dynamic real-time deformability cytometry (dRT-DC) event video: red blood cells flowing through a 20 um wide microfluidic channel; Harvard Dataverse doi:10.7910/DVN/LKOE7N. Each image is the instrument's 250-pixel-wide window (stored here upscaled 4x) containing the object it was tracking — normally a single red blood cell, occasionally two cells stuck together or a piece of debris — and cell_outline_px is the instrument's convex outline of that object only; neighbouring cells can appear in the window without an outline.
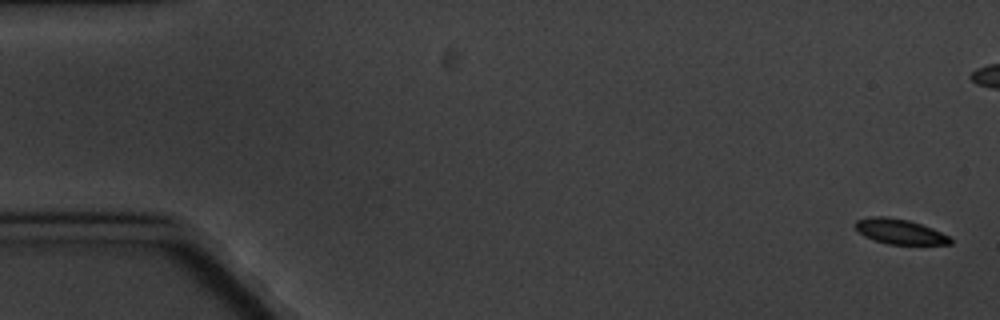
{"species": "common noctule bat (a hibernating species)", "species_latin": "Nyctalus noctula", "temperature_condition": "cold", "stored_images_in_passage": 6, "segment_of_instrument_passage": [2, 2], "camera_frame_rate_fps": 3000, "um_per_image_px": 0.085, "animal": {"sex": "male", "body_mass_g": 20.1, "forearm_length_mm": 53.5}, "frame": {"image": 1, "passage_image": 6, "time_ms": 6.667, "image_size_px": [1000, 320], "cell_outline_px": [[952, 244], [888, 244], [864, 236], [852, 224], [856, 220], [868, 216], [884, 216], [908, 220], [932, 228], [948, 236], [952, 240]], "centroid_in_image_um": [76.43, 19.67], "position_along_channel_um": 8.6, "area_um2": 13.76}}